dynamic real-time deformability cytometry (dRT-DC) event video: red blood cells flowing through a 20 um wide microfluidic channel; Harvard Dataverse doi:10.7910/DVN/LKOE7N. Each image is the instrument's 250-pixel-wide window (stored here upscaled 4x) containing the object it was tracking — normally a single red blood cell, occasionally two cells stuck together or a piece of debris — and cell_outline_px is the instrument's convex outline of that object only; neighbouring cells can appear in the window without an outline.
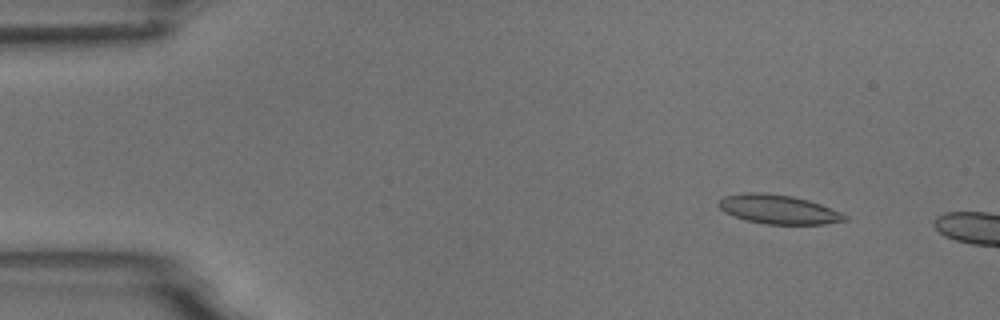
{"species": "common noctule bat (a hibernating species)", "species_latin": "Nyctalus noctula", "temperature_condition": "room temperature", "stored_images_in_passage": 6, "camera_frame_rate_fps": 3000, "um_per_image_px": 0.085, "animal": {"sex": "male", "body_mass_g": 18.8}, "frame": {"image": 1, "passage_image": 2, "time_ms": 0.333, "image_size_px": [1000, 320], "cell_outline_px": [[848, 220], [824, 224], [768, 224], [748, 220], [732, 216], [724, 212], [716, 204], [724, 196], [744, 192], [764, 192], [792, 196], [808, 200], [820, 204], [840, 212], [848, 216]], "centroid_in_image_um": [66.14, 17.79], "position_along_channel_um": 18.9, "area_um2": 21.39}}